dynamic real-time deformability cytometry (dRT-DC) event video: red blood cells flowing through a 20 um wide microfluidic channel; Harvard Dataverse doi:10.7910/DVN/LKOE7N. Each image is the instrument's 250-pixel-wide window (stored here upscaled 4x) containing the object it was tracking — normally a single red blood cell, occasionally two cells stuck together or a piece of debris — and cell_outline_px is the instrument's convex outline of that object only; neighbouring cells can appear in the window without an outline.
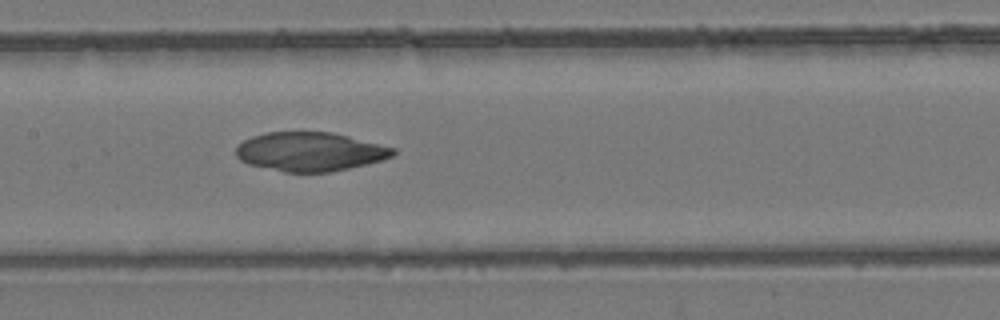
{"species": "common noctule bat (a hibernating species)", "species_latin": "Nyctalus noctula", "temperature_condition": "room temperature", "stored_images_in_passage": 53, "camera_frame_rate_fps": 3000, "um_per_image_px": 0.085, "animal": {"sex": "female", "body_mass_g": 24.6, "forearm_length_mm": 56.2}, "frame": {"image": 1, "passage_image": 26, "time_ms": 8.333, "image_size_px": [1000, 320], "cell_outline_px": [[396, 152], [392, 156], [384, 160], [368, 164], [332, 172], [284, 172], [248, 164], [240, 160], [236, 156], [236, 144], [252, 136], [264, 132], [332, 132], [396, 148]], "centroid_in_image_um": [26.34, 12.89], "position_along_channel_um": 181.1, "area_um2": 35.89}}
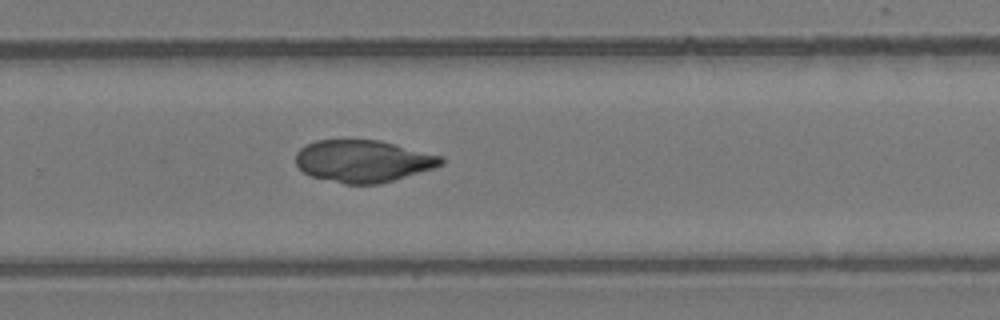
{"frame": {"image": 2, "passage_image": 35, "time_ms": 11.333, "image_size_px": [1000, 320], "cell_outline_px": [[444, 164], [432, 168], [380, 184], [344, 184], [312, 176], [304, 172], [296, 164], [296, 152], [300, 148], [316, 140], [380, 140], [444, 156]], "centroid_in_image_um": [30.88, 13.69], "position_along_channel_um": 298.9, "area_um2": 35.6}}
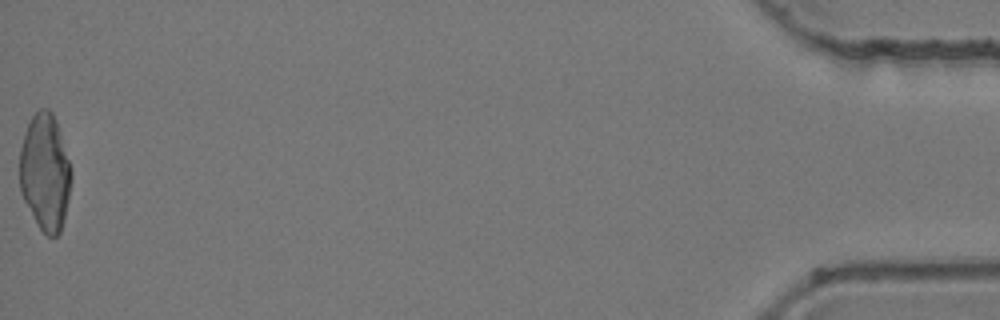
{"frame": {"image": 3, "passage_image": 53, "time_ms": 17.333, "image_size_px": [1000, 320], "cell_outline_px": [[72, 180], [68, 200], [60, 232], [56, 236], [48, 236], [40, 228], [24, 200], [20, 192], [20, 148], [24, 132], [32, 116], [40, 108], [48, 108], [52, 112], [56, 120], [72, 172]], "centroid_in_image_um": [3.83, 14.61], "position_along_channel_um": 431.4, "area_um2": 34.85}}